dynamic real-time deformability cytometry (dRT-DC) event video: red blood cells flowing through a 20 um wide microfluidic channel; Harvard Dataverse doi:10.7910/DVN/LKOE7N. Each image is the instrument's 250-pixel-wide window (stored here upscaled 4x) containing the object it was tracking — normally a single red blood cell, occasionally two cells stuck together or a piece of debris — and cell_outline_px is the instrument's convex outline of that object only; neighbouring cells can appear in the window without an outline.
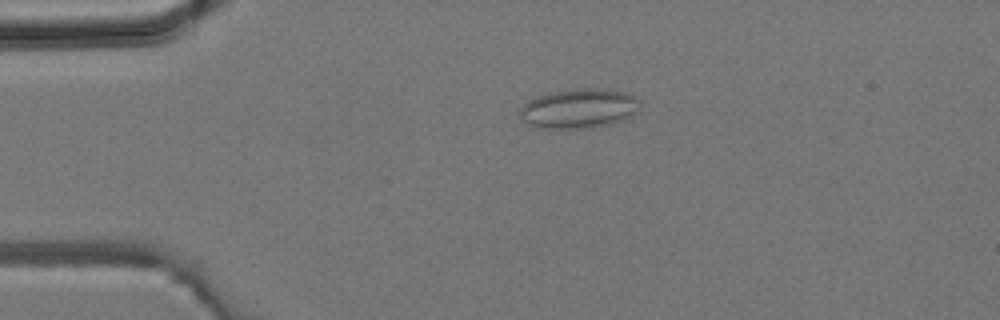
{"species": "common noctule bat (a hibernating species)", "species_latin": "Nyctalus noctula", "temperature_condition": "room temperature", "stored_images_in_passage": 3, "camera_frame_rate_fps": 3000, "um_per_image_px": 0.085, "animal": {"sex": "male", "body_mass_g": 19.2, "forearm_length_mm": 51.8}, "frame": {"image": 1, "passage_image": 2, "time_ms": 0.333, "image_size_px": [1000, 320], "cell_outline_px": [[636, 112], [632, 116], [624, 120], [612, 124], [592, 128], [536, 128], [528, 124], [520, 116], [520, 108], [528, 100], [552, 92], [580, 88], [600, 88], [624, 92], [632, 96], [636, 100]], "centroid_in_image_um": [49.18, 9.24], "position_along_channel_um": 35.8, "area_um2": 27.46}}